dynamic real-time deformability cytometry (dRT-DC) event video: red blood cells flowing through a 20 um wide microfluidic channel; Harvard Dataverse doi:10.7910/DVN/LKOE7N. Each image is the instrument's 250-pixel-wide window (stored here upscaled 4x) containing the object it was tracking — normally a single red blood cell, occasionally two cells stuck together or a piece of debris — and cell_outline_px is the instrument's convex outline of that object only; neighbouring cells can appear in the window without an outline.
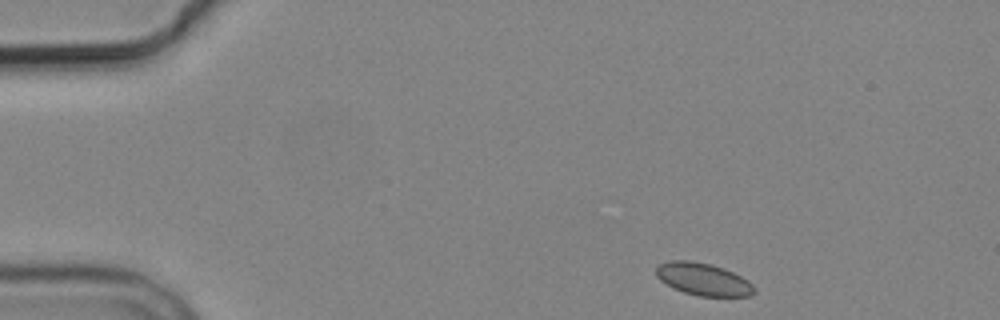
{"species": "common noctule bat (a hibernating species)", "species_latin": "Nyctalus noctula", "temperature_condition": "cold", "stored_images_in_passage": 4, "camera_frame_rate_fps": 3000, "um_per_image_px": 0.085, "animal": {"sex": "male", "body_mass_g": 19.2, "forearm_length_mm": 51.8}, "frame": {"image": 1, "passage_image": 1, "time_ms": 0.0, "image_size_px": [1000, 320], "cell_outline_px": [[756, 292], [752, 296], [700, 296], [684, 292], [672, 288], [660, 280], [656, 276], [656, 268], [660, 264], [672, 260], [688, 260], [708, 264], [724, 268], [748, 280], [756, 288]], "centroid_in_image_um": [59.79, 23.74], "position_along_channel_um": 25.2, "area_um2": 18.5}}
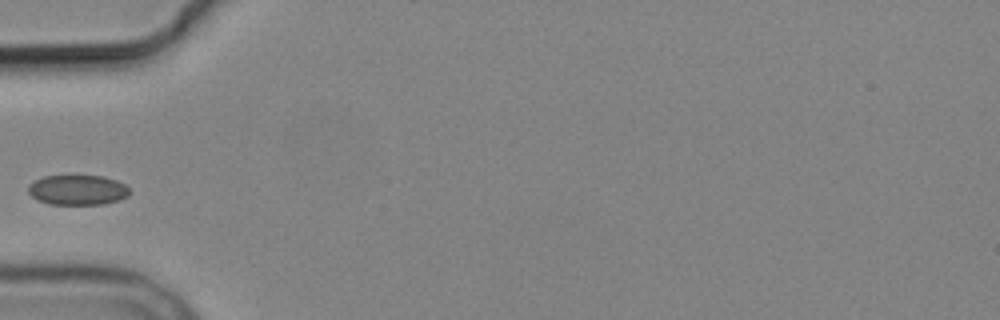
{"frame": {"image": 2, "passage_image": 3, "time_ms": 3.667, "image_size_px": [1000, 320], "cell_outline_px": [[128, 196], [120, 200], [104, 204], [48, 204], [36, 200], [28, 192], [28, 184], [44, 176], [104, 176], [116, 180], [124, 184], [128, 188]], "centroid_in_image_um": [6.58, 16.15], "position_along_channel_um": 78.4, "area_um2": 17.74}}